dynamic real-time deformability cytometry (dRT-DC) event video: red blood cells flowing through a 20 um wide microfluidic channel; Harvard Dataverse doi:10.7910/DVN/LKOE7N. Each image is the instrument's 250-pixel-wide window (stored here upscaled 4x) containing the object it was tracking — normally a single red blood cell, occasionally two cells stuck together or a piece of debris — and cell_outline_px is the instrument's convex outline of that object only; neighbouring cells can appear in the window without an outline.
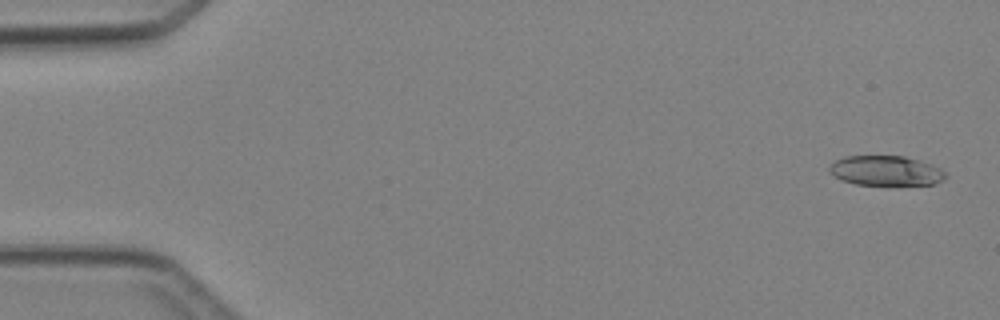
{"species": "Egyptian fruit bat (a non-hibernating species)", "species_latin": "Rousettus aegyptiacus", "temperature_condition": "cold", "stored_images_in_passage": 4, "camera_frame_rate_fps": 3000, "um_per_image_px": 0.085, "animal": {"sex": "female"}, "frame": {"image": 1, "passage_image": 1, "time_ms": 0.0, "image_size_px": [1000, 320], "cell_outline_px": [[948, 176], [944, 180], [936, 184], [896, 188], [856, 184], [840, 180], [828, 168], [836, 160], [844, 156], [904, 156], [920, 160], [932, 164], [940, 168]], "centroid_in_image_um": [75.39, 14.57], "position_along_channel_um": 9.6, "area_um2": 21.21}}
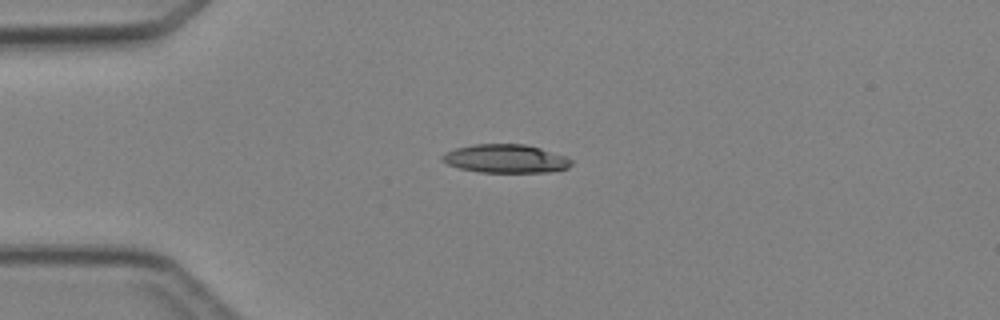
{"frame": {"image": 2, "passage_image": 4, "time_ms": 3.333, "image_size_px": [1000, 320], "cell_outline_px": [[572, 164], [568, 168], [548, 172], [480, 172], [460, 168], [448, 164], [440, 160], [440, 156], [444, 152], [456, 148], [472, 144], [524, 144], [540, 148], [568, 156], [572, 160]], "centroid_in_image_um": [42.98, 13.48], "position_along_channel_um": 42.0, "area_um2": 21.56}}